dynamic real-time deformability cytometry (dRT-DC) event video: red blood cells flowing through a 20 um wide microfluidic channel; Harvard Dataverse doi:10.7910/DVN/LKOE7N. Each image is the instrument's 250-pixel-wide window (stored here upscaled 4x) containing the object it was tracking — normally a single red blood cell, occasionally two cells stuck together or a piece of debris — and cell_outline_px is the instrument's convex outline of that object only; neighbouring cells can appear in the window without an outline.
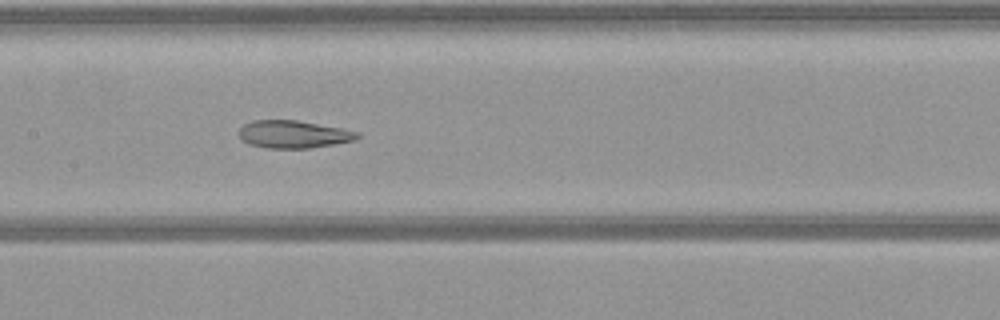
{"species": "common noctule bat (a hibernating species)", "species_latin": "Nyctalus noctula", "temperature_condition": "warm", "stored_images_in_passage": 52, "camera_frame_rate_fps": 3000, "um_per_image_px": 0.085, "animal": {"sex": "female", "body_mass_g": 21.9}, "frame": {"image": 1, "passage_image": 25, "time_ms": 8.0, "image_size_px": [1000, 320], "cell_outline_px": [[360, 136], [356, 140], [308, 148], [268, 148], [248, 144], [240, 140], [236, 132], [244, 124], [252, 120], [296, 120], [340, 128], [360, 132]], "centroid_in_image_um": [24.88, 11.41], "position_along_channel_um": 182.5, "area_um2": 19.13}}
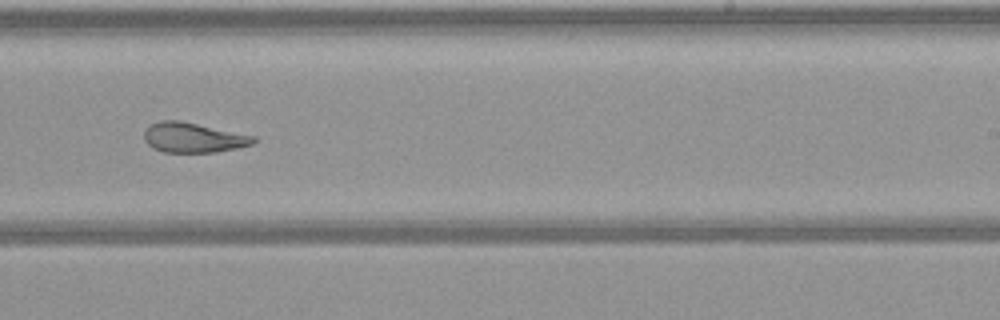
{"frame": {"image": 2, "passage_image": 32, "time_ms": 10.333, "image_size_px": [1000, 320], "cell_outline_px": [[256, 140], [252, 144], [236, 148], [216, 152], [164, 152], [152, 148], [144, 140], [144, 132], [152, 124], [160, 120], [180, 120], [256, 136]], "centroid_in_image_um": [16.43, 11.69], "position_along_channel_um": 272.6, "area_um2": 19.02}}
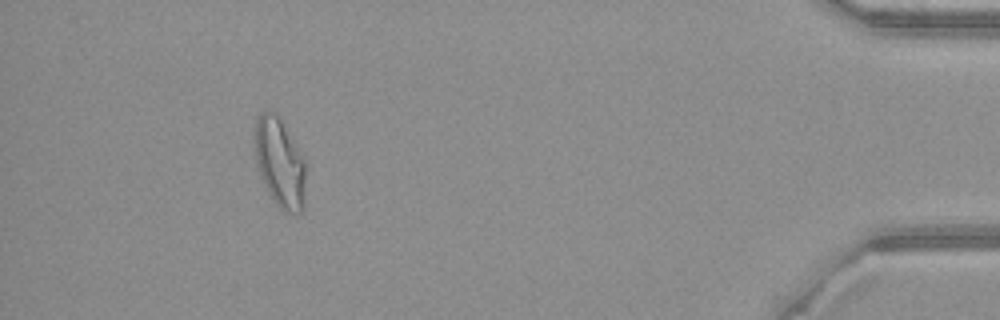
{"frame": {"image": 3, "passage_image": 48, "time_ms": 15.667, "image_size_px": [1000, 320], "cell_outline_px": [[308, 168], [304, 204], [300, 212], [296, 216], [284, 212], [276, 204], [260, 172], [256, 160], [256, 120], [260, 112], [264, 108], [268, 108], [276, 112], [304, 156]], "centroid_in_image_um": [23.86, 13.82], "position_along_channel_um": 411.3, "area_um2": 26.88}}